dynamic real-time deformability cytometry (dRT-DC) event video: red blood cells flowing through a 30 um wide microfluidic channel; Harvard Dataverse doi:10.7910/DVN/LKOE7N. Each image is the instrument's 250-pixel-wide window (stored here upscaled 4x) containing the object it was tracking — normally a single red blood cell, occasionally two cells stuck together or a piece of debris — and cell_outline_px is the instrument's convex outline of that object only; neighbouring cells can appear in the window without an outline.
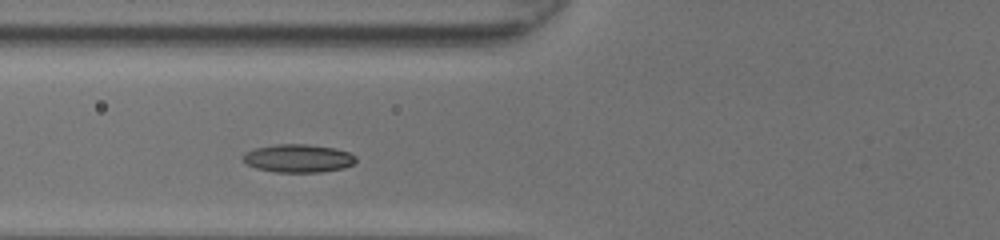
{"species": "common noctule bat (a hibernating species)", "species_latin": "Nyctalus noctula", "temperature_condition": "room temperature", "stored_images_in_passage": 28, "camera_frame_rate_fps": 3000, "um_per_image_px": 0.085, "animal": {"sex": "female", "body_mass_g": 20.0, "forearm_length_mm": 54.0}, "frame": {"image": 1, "passage_image": 5, "time_ms": 1.333, "image_size_px": [1000, 240], "cell_outline_px": [[356, 160], [352, 164], [344, 168], [320, 172], [276, 172], [256, 168], [244, 164], [240, 160], [240, 156], [244, 152], [256, 148], [276, 144], [308, 144], [336, 148], [348, 152], [356, 156]], "centroid_in_image_um": [25.29, 13.45], "position_along_channel_um": 100.5, "area_um2": 18.79}}
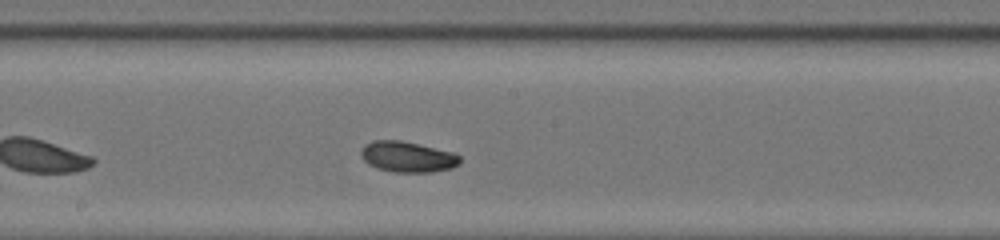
{"frame": {"image": 2, "passage_image": 13, "time_ms": 4.0, "image_size_px": [1000, 240], "cell_outline_px": [[460, 164], [452, 168], [432, 172], [396, 172], [376, 168], [368, 164], [360, 156], [360, 152], [364, 144], [372, 140], [400, 140], [420, 144], [456, 152], [460, 156]], "centroid_in_image_um": [34.65, 13.32], "position_along_channel_um": 213.5, "area_um2": 18.03}}
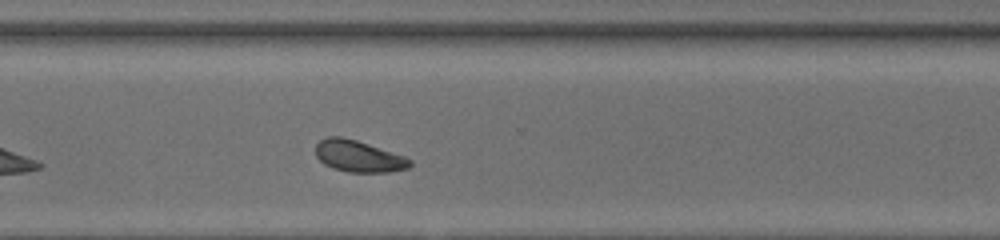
{"frame": {"image": 3, "passage_image": 22, "time_ms": 7.0, "image_size_px": [1000, 240], "cell_outline_px": [[412, 164], [408, 168], [388, 172], [348, 172], [332, 168], [324, 164], [316, 156], [316, 144], [320, 140], [328, 136], [340, 136], [356, 140], [404, 156], [412, 160]], "centroid_in_image_um": [30.46, 13.28], "position_along_channel_um": 340.1, "area_um2": 17.28}, "authors_computed_cell_mechanics": {"area_um2": 17.6001, "velocity_mm_per_s": 4.2311, "shape_relaxation_time_tau1_ms": 3.9801, "shape_relaxation_time_tau2_ms": null, "deformation_change_tau1": 0.103, "deformation_change_tau2": null}}